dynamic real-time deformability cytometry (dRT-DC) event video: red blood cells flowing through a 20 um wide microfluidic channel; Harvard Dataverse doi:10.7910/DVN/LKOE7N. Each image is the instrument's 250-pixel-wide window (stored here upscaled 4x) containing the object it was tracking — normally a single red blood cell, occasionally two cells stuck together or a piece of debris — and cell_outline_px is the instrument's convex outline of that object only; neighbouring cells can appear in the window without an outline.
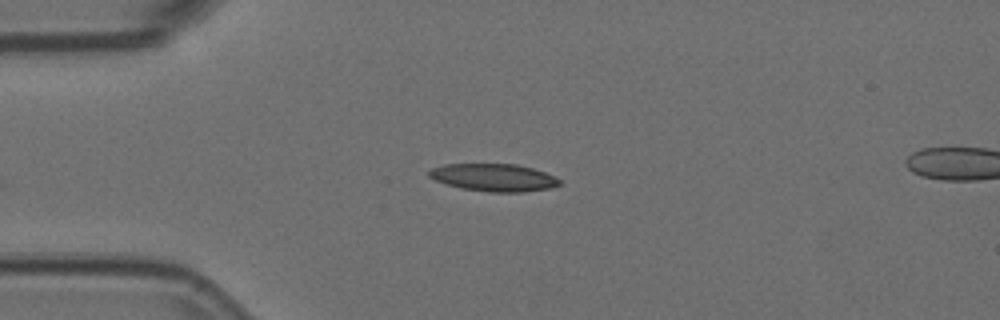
{"species": "Egyptian fruit bat (a non-hibernating species)", "species_latin": "Rousettus aegyptiacus", "temperature_condition": "room temperature", "stored_images_in_passage": 5, "camera_frame_rate_fps": 3000, "um_per_image_px": 0.085, "animal": {"sex": "female"}, "frame": {"image": 1, "passage_image": 5, "time_ms": 1.333, "image_size_px": [1000, 320], "cell_outline_px": [[560, 184], [552, 188], [524, 192], [488, 192], [460, 188], [436, 180], [428, 176], [428, 172], [432, 168], [444, 164], [516, 164], [532, 168], [544, 172], [560, 180]], "centroid_in_image_um": [41.97, 15.09], "position_along_channel_um": 43.0, "area_um2": 20.87}}